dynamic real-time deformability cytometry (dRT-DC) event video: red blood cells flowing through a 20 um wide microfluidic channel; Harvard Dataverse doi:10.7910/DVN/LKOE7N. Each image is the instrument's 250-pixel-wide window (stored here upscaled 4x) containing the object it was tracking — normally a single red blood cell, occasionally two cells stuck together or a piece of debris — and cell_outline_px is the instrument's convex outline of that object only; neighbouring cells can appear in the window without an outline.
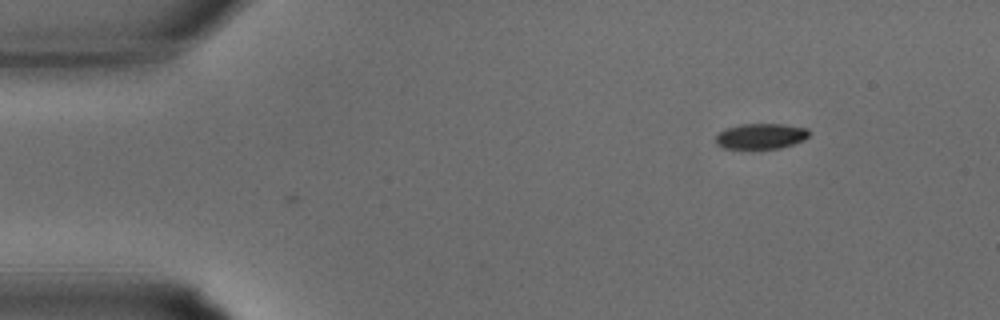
{"species": "common noctule bat (a hibernating species)", "species_latin": "Nyctalus noctula", "temperature_condition": "warm", "stored_images_in_passage": 3, "camera_frame_rate_fps": 3000, "um_per_image_px": 0.085, "animal": {"sex": "male", "body_mass_g": 15.6}, "frame": {"image": 1, "passage_image": 3, "time_ms": 0.667, "image_size_px": [1000, 320], "cell_outline_px": [[808, 136], [804, 140], [780, 148], [724, 148], [716, 144], [716, 136], [724, 128], [740, 124], [784, 124], [808, 128]], "centroid_in_image_um": [64.66, 11.56], "position_along_channel_um": 20.3, "area_um2": 13.81}}